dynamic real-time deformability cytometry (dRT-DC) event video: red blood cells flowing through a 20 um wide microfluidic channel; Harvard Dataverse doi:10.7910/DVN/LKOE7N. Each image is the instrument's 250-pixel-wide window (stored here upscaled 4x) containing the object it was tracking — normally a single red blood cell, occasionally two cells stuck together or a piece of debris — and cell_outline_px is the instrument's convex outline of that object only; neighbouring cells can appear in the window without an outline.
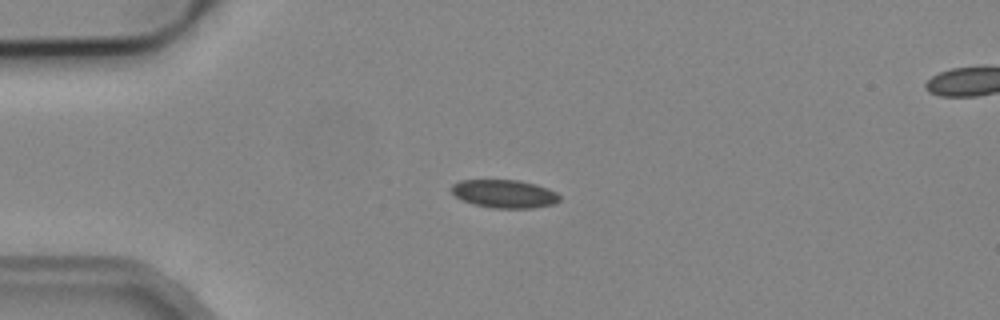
{"species": "common noctule bat (a hibernating species)", "species_latin": "Nyctalus noctula", "temperature_condition": "cold", "stored_images_in_passage": 2, "camera_frame_rate_fps": 3000, "um_per_image_px": 0.085, "animal": {"sex": "male", "body_mass_g": 19.2, "forearm_length_mm": 51.8}, "frame": {"image": 1, "passage_image": 1, "time_ms": 0.0, "image_size_px": [1000, 320], "cell_outline_px": [[560, 200], [552, 204], [532, 208], [492, 208], [472, 204], [456, 196], [452, 192], [452, 184], [460, 180], [520, 180], [536, 184], [548, 188], [556, 192], [560, 196]], "centroid_in_image_um": [42.88, 16.47], "position_along_channel_um": 42.1, "area_um2": 17.74}}